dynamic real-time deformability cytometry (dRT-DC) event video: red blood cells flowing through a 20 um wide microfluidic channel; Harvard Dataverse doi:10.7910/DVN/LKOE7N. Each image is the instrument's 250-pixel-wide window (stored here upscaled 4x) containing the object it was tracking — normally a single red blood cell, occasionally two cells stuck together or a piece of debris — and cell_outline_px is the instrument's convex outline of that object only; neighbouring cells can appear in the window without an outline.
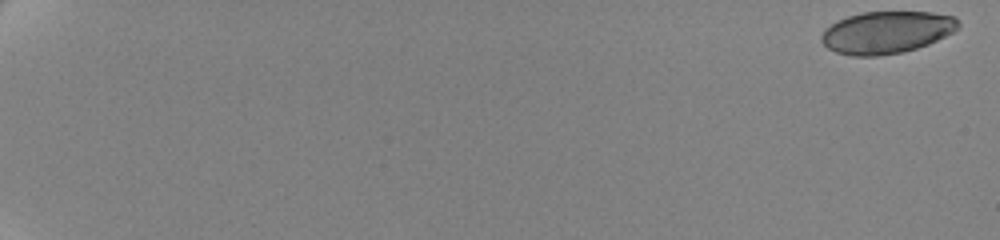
{"species": "human", "species_latin": "Homo sapiens", "temperature_condition": "cold", "stored_images_in_passage": 16, "camera_frame_rate_fps": 3000, "um_per_image_px": 0.085, "donor": {"sex": "female"}, "frame": {"image": 1, "passage_image": 1, "time_ms": 0.0, "image_size_px": [1000, 240], "cell_outline_px": [[960, 28], [928, 44], [904, 52], [876, 56], [852, 56], [836, 52], [828, 48], [820, 40], [820, 36], [824, 28], [848, 16], [864, 12], [932, 12], [956, 16], [960, 24]], "centroid_in_image_um": [75.37, 2.75], "position_along_channel_um": 9.6, "area_um2": 33.7}}